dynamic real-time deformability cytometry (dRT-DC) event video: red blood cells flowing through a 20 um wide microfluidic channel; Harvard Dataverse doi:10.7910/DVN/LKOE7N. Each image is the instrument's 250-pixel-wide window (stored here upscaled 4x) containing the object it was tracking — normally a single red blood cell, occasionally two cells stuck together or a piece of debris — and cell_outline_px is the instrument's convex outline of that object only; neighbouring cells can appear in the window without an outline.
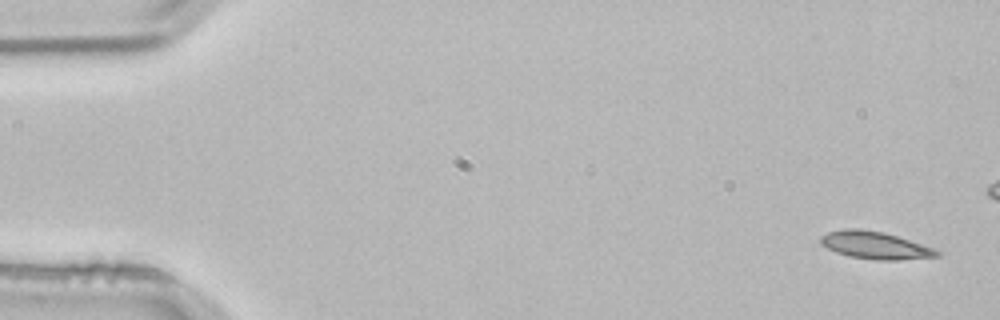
{"species": "common noctule bat (a hibernating species)", "species_latin": "Nyctalus noctula", "temperature_condition": "room temperature", "stored_images_in_passage": 3, "segment_of_instrument_passage": [2, 2], "camera_frame_rate_fps": 3000, "um_per_image_px": 0.085, "animal": {"sex": "male", "body_mass_g": 21.5, "forearm_length_mm": 52.0}, "frame": {"image": 1, "passage_image": 3, "time_ms": 0.667, "image_size_px": [1000, 320], "cell_outline_px": [[940, 256], [896, 260], [876, 260], [848, 256], [836, 252], [820, 244], [820, 236], [828, 232], [844, 228], [860, 228], [884, 232], [932, 248], [940, 252]], "centroid_in_image_um": [74.32, 20.84], "position_along_channel_um": 10.7, "area_um2": 18.44}}